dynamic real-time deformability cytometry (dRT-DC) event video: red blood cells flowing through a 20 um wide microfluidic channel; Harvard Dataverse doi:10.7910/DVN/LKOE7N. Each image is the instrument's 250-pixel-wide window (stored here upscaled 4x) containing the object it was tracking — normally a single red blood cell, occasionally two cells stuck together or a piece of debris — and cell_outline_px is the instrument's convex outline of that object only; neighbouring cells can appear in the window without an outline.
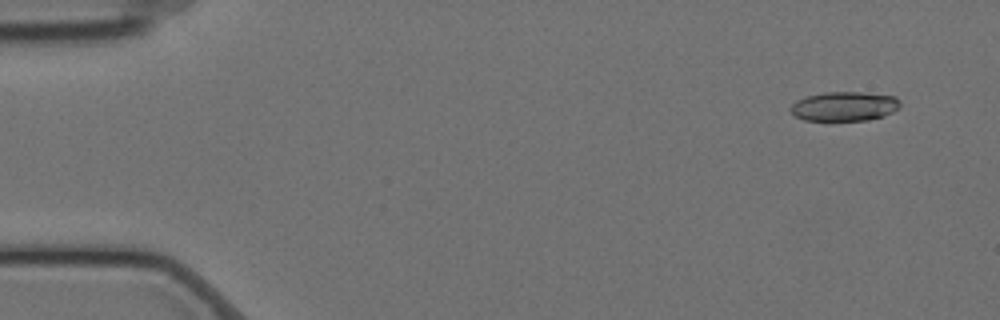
{"species": "Egyptian fruit bat (a non-hibernating species)", "species_latin": "Rousettus aegyptiacus", "temperature_condition": "cold", "stored_images_in_passage": 56, "camera_frame_rate_fps": 3000, "um_per_image_px": 0.085, "animal": {"sex": "female"}, "frame": {"image": 1, "passage_image": 2, "time_ms": 0.333, "image_size_px": [1000, 320], "cell_outline_px": [[900, 108], [884, 116], [868, 120], [804, 120], [796, 116], [788, 108], [796, 100], [804, 96], [824, 92], [860, 92], [896, 96], [900, 100]], "centroid_in_image_um": [71.77, 9.03], "position_along_channel_um": 13.2, "area_um2": 18.9}}
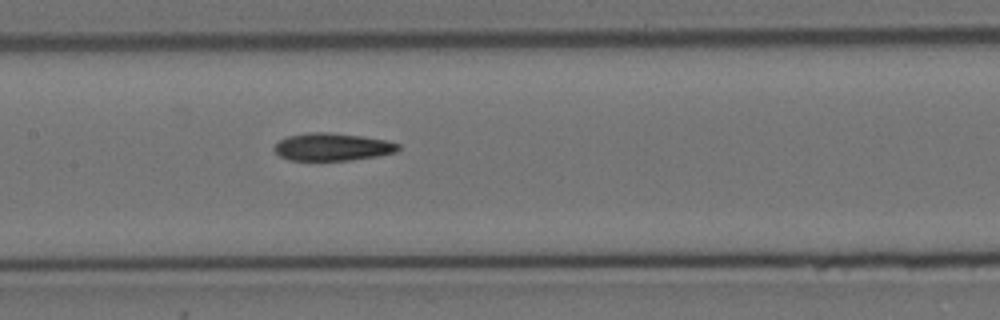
{"frame": {"image": 2, "passage_image": 26, "time_ms": 8.333, "image_size_px": [1000, 320], "cell_outline_px": [[400, 148], [396, 152], [376, 156], [352, 160], [288, 160], [280, 156], [272, 148], [280, 140], [288, 136], [308, 132], [328, 132], [360, 136], [384, 140], [400, 144]], "centroid_in_image_um": [28.23, 12.49], "position_along_channel_um": 179.2, "area_um2": 19.83}}
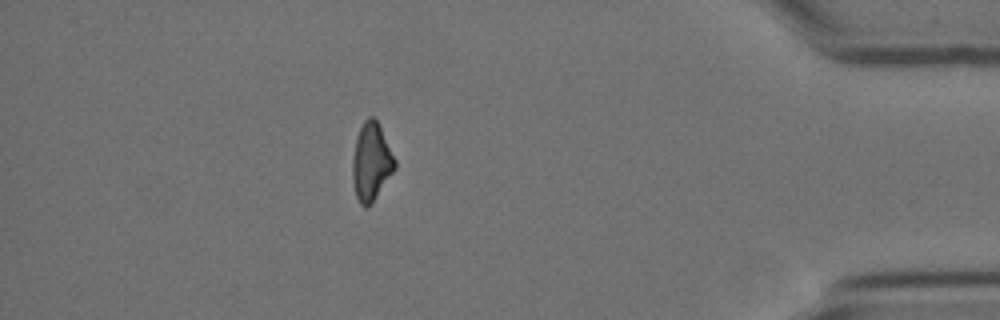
{"frame": {"image": 3, "passage_image": 49, "time_ms": 16.0, "image_size_px": [1000, 320], "cell_outline_px": [[396, 168], [372, 204], [364, 208], [360, 204], [356, 196], [352, 180], [352, 160], [356, 136], [364, 120], [368, 116], [372, 116], [376, 120], [396, 160]], "centroid_in_image_um": [31.54, 13.79], "position_along_channel_um": 403.7, "area_um2": 19.25}, "authors_computed_cell_mechanics": {"area_um2": 20.0277, "velocity_mm_per_s": 3.5099, "shape_relaxation_time_tau1_ms": 8.2009, "shape_relaxation_time_tau2_ms": 5.0624, "deformation_change_tau1": 0.1939, "deformation_change_tau2": 0.145}}